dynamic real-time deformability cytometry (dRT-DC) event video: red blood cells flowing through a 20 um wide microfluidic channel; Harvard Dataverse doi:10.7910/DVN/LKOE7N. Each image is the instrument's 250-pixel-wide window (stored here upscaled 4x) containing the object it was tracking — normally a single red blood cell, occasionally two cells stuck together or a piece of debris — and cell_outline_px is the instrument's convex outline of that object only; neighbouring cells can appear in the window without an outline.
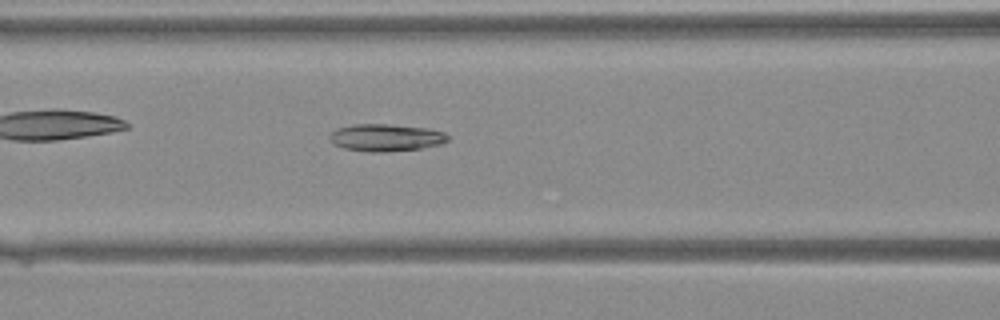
{"species": "Egyptian fruit bat (a non-hibernating species)", "species_latin": "Rousettus aegyptiacus", "temperature_condition": "warm", "stored_images_in_passage": 35, "camera_frame_rate_fps": 3000, "um_per_image_px": 0.085, "animal": {"sex": "female"}, "frame": {"image": 1, "passage_image": 12, "time_ms": 3.667, "image_size_px": [1000, 320], "cell_outline_px": [[448, 140], [440, 144], [420, 148], [384, 152], [372, 152], [344, 148], [332, 144], [328, 136], [336, 128], [352, 124], [388, 124], [428, 128], [444, 132], [448, 136]], "centroid_in_image_um": [32.76, 11.69], "position_along_channel_um": 133.8, "area_um2": 18.79}}
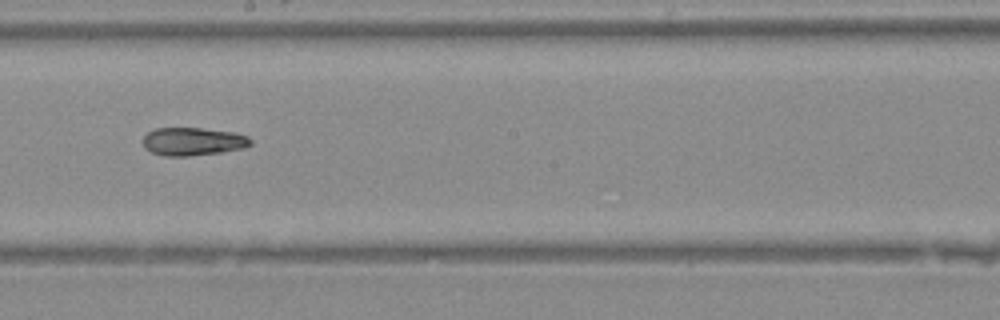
{"frame": {"image": 2, "passage_image": 18, "time_ms": 5.667, "image_size_px": [1000, 320], "cell_outline_px": [[252, 144], [244, 148], [220, 152], [188, 156], [164, 156], [152, 152], [144, 148], [144, 136], [148, 132], [156, 128], [200, 128], [236, 132], [248, 136], [252, 140]], "centroid_in_image_um": [16.43, 12.02], "position_along_channel_um": 231.8, "area_um2": 17.63}}
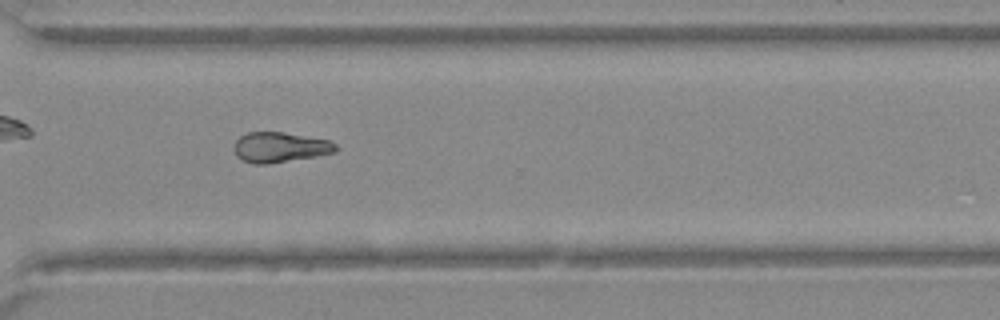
{"frame": {"image": 3, "passage_image": 25, "time_ms": 8.0, "image_size_px": [1000, 320], "cell_outline_px": [[336, 152], [316, 156], [268, 164], [252, 164], [236, 156], [232, 148], [236, 140], [240, 136], [248, 132], [284, 132], [332, 140], [336, 144]], "centroid_in_image_um": [23.79, 12.51], "position_along_channel_um": 346.8, "area_um2": 18.09}}